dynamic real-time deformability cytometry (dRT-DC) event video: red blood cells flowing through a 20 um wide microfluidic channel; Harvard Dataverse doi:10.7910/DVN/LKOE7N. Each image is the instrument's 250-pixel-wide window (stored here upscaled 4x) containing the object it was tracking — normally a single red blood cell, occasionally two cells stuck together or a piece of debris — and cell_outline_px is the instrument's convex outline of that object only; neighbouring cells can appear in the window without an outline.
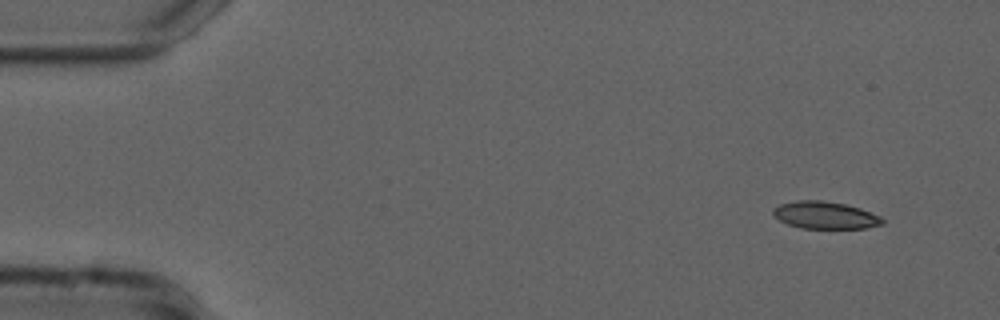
{"species": "common noctule bat (a hibernating species)", "species_latin": "Nyctalus noctula", "temperature_condition": "cold", "stored_images_in_passage": 17, "camera_frame_rate_fps": 3000, "um_per_image_px": 0.085, "animal": {"sex": "male", "forearm_length_mm": 52.5}, "frame": {"image": 1, "passage_image": 1, "time_ms": 0.0, "image_size_px": [1000, 320], "cell_outline_px": [[884, 224], [864, 228], [800, 228], [788, 224], [772, 216], [772, 208], [780, 204], [796, 200], [824, 200], [844, 204], [860, 208], [880, 216], [884, 220]], "centroid_in_image_um": [70.1, 18.28], "position_along_channel_um": 14.9, "area_um2": 17.46}}
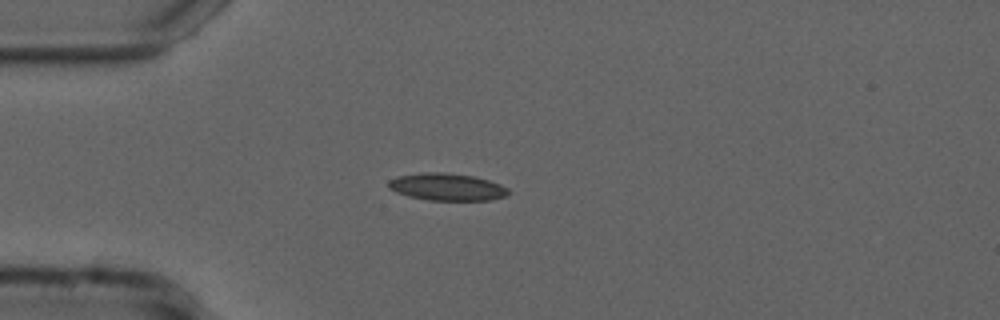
{"frame": {"image": 2, "passage_image": 11, "time_ms": 3.333, "image_size_px": [1000, 320], "cell_outline_px": [[508, 192], [504, 196], [488, 200], [428, 200], [408, 196], [396, 192], [388, 188], [388, 180], [396, 176], [420, 172], [444, 172], [472, 176], [488, 180], [500, 184], [508, 188]], "centroid_in_image_um": [37.92, 15.88], "position_along_channel_um": 47.1, "area_um2": 19.02}}
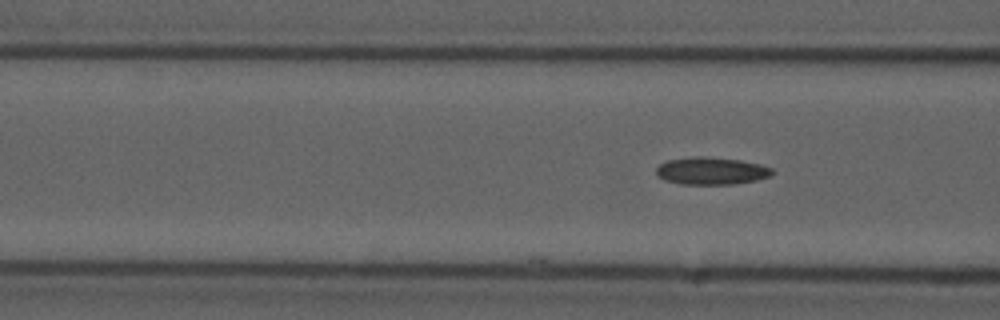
{"frame": {"image": 3, "passage_image": 17, "time_ms": 5.333, "image_size_px": [1000, 320], "cell_outline_px": [[776, 172], [768, 176], [756, 180], [732, 184], [680, 184], [664, 180], [656, 176], [656, 168], [660, 164], [668, 160], [740, 160], [760, 164], [772, 168]], "centroid_in_image_um": [60.49, 14.59], "position_along_channel_um": 106.1, "area_um2": 17.4}}